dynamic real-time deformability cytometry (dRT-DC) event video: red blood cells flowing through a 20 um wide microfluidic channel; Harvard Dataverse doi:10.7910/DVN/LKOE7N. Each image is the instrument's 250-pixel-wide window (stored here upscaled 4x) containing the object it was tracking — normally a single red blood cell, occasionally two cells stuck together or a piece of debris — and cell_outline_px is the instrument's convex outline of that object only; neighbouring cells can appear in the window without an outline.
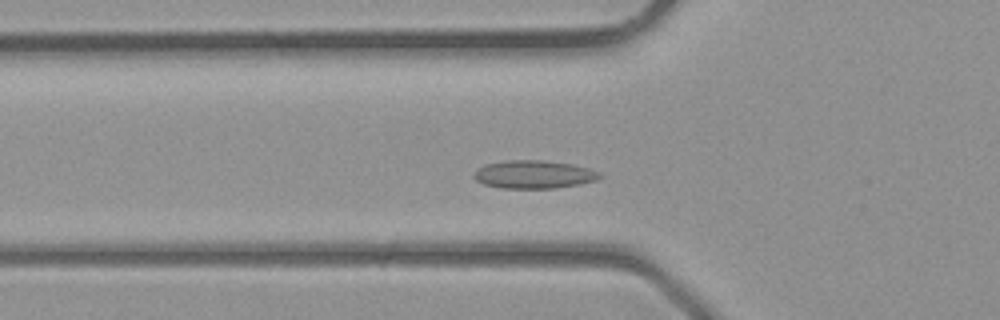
{"species": "common noctule bat (a hibernating species)", "species_latin": "Nyctalus noctula", "temperature_condition": "room temperature", "stored_images_in_passage": 32, "camera_frame_rate_fps": 3000, "um_per_image_px": 0.085, "animal": {"sex": "male", "body_mass_g": 23.1, "forearm_length_mm": 52.7}, "frame": {"image": 1, "passage_image": 7, "time_ms": 2.0, "image_size_px": [1000, 320], "cell_outline_px": [[604, 176], [596, 180], [580, 184], [556, 188], [500, 188], [484, 184], [476, 180], [472, 176], [476, 168], [484, 164], [504, 160], [544, 160], [572, 164], [588, 168], [600, 172]], "centroid_in_image_um": [45.36, 14.82], "position_along_channel_um": 80.4, "area_um2": 20.87}}
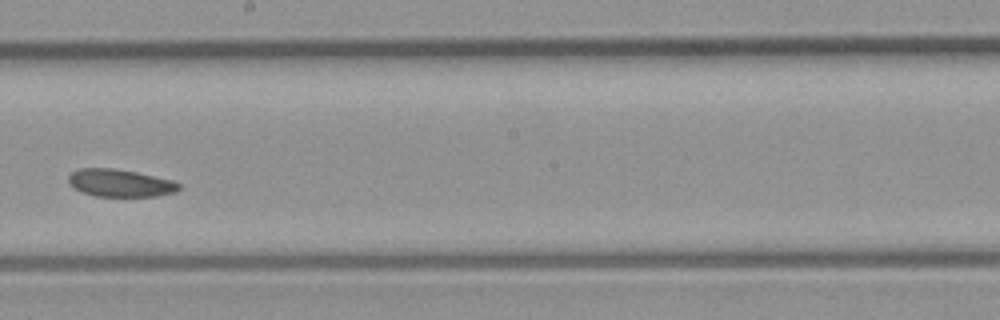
{"frame": {"image": 2, "passage_image": 16, "time_ms": 5.0, "image_size_px": [1000, 320], "cell_outline_px": [[180, 188], [176, 192], [156, 196], [96, 196], [80, 192], [68, 180], [68, 176], [72, 172], [80, 168], [112, 168], [136, 172], [172, 180], [180, 184]], "centroid_in_image_um": [10.22, 15.56], "position_along_channel_um": 238.0, "area_um2": 17.57}}
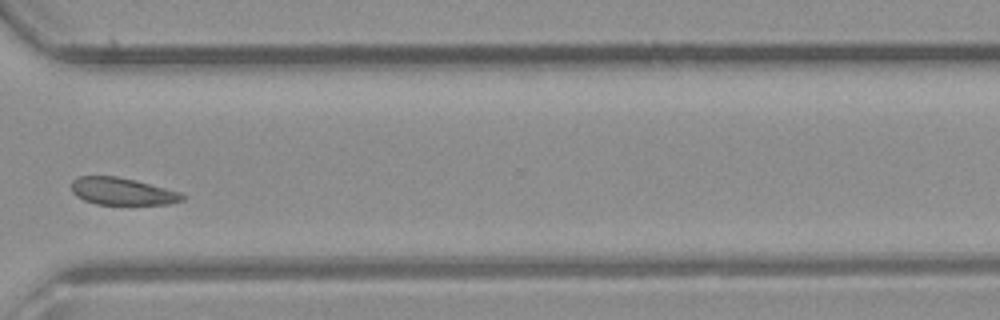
{"frame": {"image": 3, "passage_image": 23, "time_ms": 7.333, "image_size_px": [1000, 320], "cell_outline_px": [[188, 196], [184, 200], [168, 204], [96, 204], [84, 200], [76, 196], [72, 192], [72, 180], [76, 176], [116, 176], [136, 180], [180, 192]], "centroid_in_image_um": [10.4, 16.26], "position_along_channel_um": 360.2, "area_um2": 17.69}}